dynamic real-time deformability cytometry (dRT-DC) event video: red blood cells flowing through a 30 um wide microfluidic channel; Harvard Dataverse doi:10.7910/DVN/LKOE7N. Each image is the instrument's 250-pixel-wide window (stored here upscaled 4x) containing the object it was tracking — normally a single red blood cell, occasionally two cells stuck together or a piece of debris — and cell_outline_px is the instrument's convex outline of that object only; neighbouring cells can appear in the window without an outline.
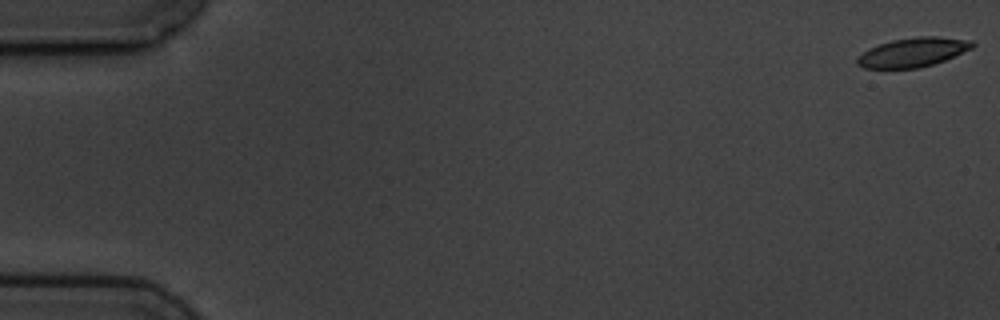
{"species": "common noctule bat (a hibernating species)", "species_latin": "Nyctalus noctula", "temperature_condition": "cold", "stored_images_in_passage": 7, "camera_frame_rate_fps": 3000, "um_per_image_px": 0.085, "animal": {"sex": "male", "body_mass_g": 19.5, "forearm_length_mm": 54.6}, "frame": {"image": 1, "passage_image": 1, "time_ms": 0.0, "image_size_px": [1000, 320], "cell_outline_px": [[976, 44], [972, 48], [944, 60], [920, 68], [864, 68], [856, 64], [856, 60], [868, 48], [892, 40], [920, 36], [936, 36], [972, 40]], "centroid_in_image_um": [77.61, 4.44], "position_along_channel_um": 7.4, "area_um2": 19.42}}
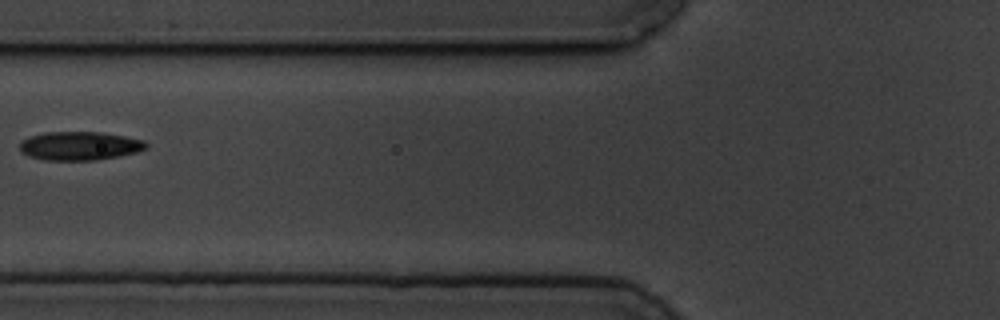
{"frame": {"image": 2, "passage_image": 6, "time_ms": 7.333, "image_size_px": [1000, 320], "cell_outline_px": [[148, 148], [136, 152], [120, 156], [96, 160], [44, 160], [28, 156], [20, 152], [20, 140], [44, 132], [100, 132], [124, 136], [144, 140], [148, 144]], "centroid_in_image_um": [6.77, 12.4], "position_along_channel_um": 119.0, "area_um2": 21.21}}
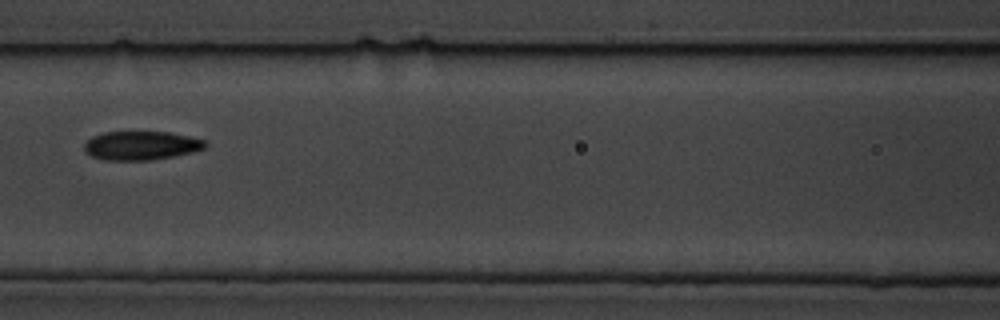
{"frame": {"image": 3, "passage_image": 7, "time_ms": 8.333, "image_size_px": [1000, 320], "cell_outline_px": [[208, 144], [204, 148], [192, 152], [172, 156], [148, 160], [104, 160], [92, 156], [84, 152], [84, 144], [92, 136], [104, 132], [168, 132], [188, 136], [204, 140]], "centroid_in_image_um": [11.96, 12.37], "position_along_channel_um": 154.6, "area_um2": 20.17}}